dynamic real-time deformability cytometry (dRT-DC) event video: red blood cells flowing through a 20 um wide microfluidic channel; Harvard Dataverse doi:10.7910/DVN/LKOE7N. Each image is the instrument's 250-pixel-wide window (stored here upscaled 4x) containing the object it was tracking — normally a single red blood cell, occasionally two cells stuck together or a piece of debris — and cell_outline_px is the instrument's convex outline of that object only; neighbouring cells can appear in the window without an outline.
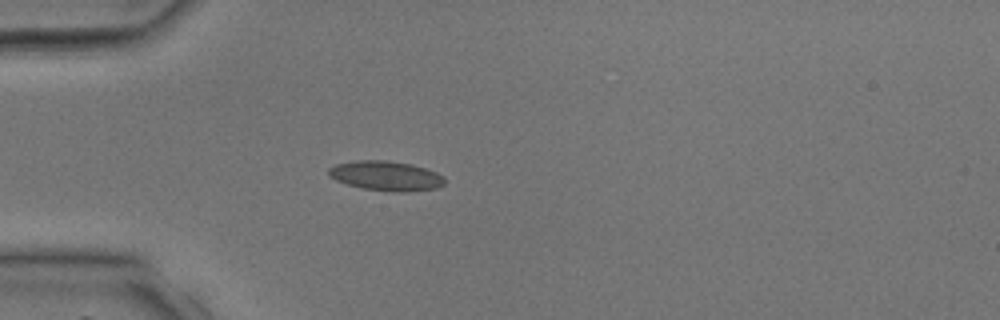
{"species": "common noctule bat (a hibernating species)", "species_latin": "Nyctalus noctula", "temperature_condition": "room temperature", "stored_images_in_passage": 29, "camera_frame_rate_fps": 3000, "um_per_image_px": 0.085, "animal": {"sex": "male", "body_mass_g": 17.9, "forearm_length_mm": 54.2}, "frame": {"image": 1, "passage_image": 1, "time_ms": 0.0, "image_size_px": [1000, 320], "cell_outline_px": [[444, 184], [436, 188], [404, 192], [396, 192], [360, 188], [336, 180], [328, 176], [328, 168], [336, 164], [356, 160], [384, 160], [412, 164], [436, 172], [444, 176]], "centroid_in_image_um": [32.79, 14.94], "position_along_channel_um": 52.2, "area_um2": 20.06}}
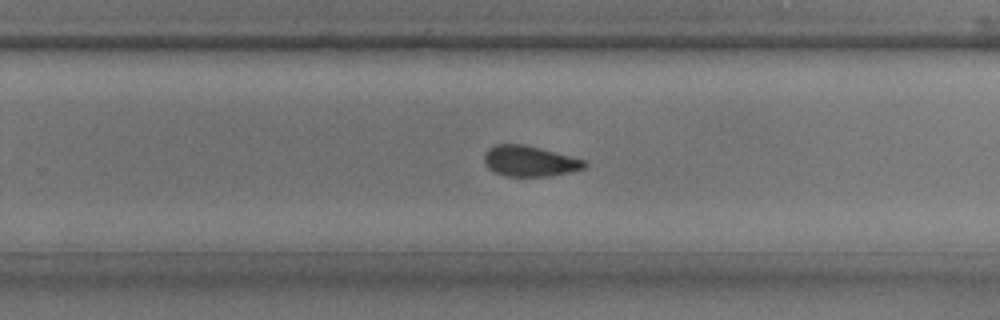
{"frame": {"image": 2, "passage_image": 15, "time_ms": 4.667, "image_size_px": [1000, 320], "cell_outline_px": [[588, 164], [584, 168], [568, 172], [548, 176], [504, 176], [488, 168], [484, 164], [484, 152], [488, 148], [496, 144], [524, 144], [540, 148], [584, 160]], "centroid_in_image_um": [44.97, 13.69], "position_along_channel_um": 284.8, "area_um2": 17.8}}
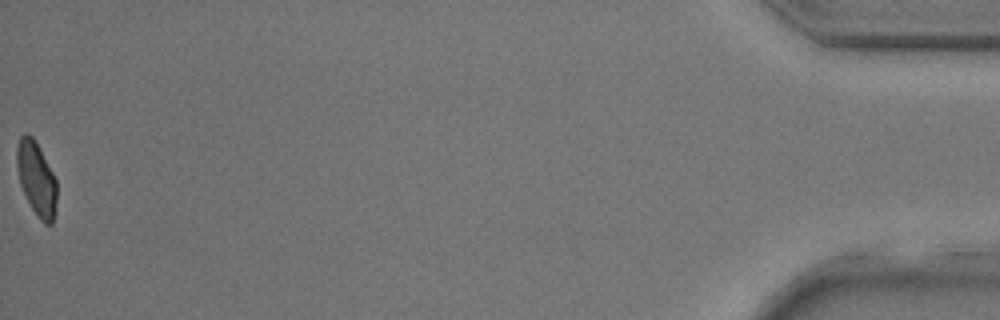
{"frame": {"image": 3, "passage_image": 29, "time_ms": 9.333, "image_size_px": [1000, 320], "cell_outline_px": [[56, 200], [52, 224], [44, 224], [40, 220], [32, 208], [20, 184], [16, 168], [16, 148], [20, 136], [24, 132], [28, 132], [32, 136], [52, 172], [56, 180]], "centroid_in_image_um": [3.06, 15.16], "position_along_channel_um": 432.1, "area_um2": 16.94}}